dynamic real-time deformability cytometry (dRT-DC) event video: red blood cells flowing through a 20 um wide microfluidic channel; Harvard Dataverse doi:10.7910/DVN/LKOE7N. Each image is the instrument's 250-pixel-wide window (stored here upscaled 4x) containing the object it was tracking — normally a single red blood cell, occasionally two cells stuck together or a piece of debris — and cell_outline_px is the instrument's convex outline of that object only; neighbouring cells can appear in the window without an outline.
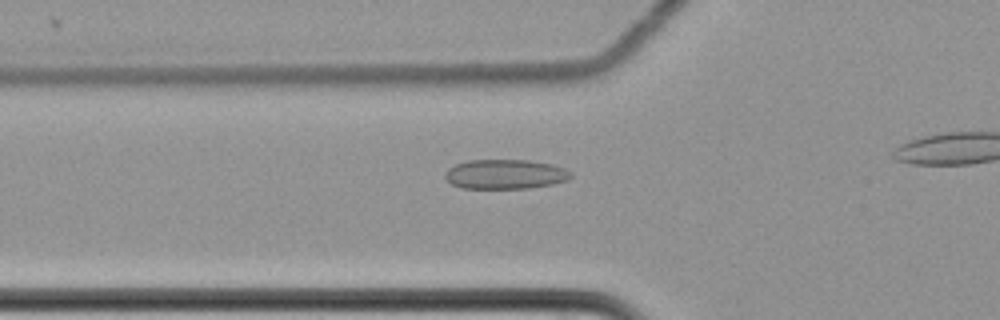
{"species": "common noctule bat (a hibernating species)", "species_latin": "Nyctalus noctula", "temperature_condition": "cold", "stored_images_in_passage": 37, "camera_frame_rate_fps": 3000, "um_per_image_px": 0.085, "animal": {"sex": "female", "body_mass_g": 22.7, "forearm_length_mm": 54.2}, "frame": {"image": 1, "passage_image": 7, "time_ms": 2.0, "image_size_px": [1000, 320], "cell_outline_px": [[572, 176], [568, 180], [552, 184], [528, 188], [460, 188], [452, 184], [444, 176], [448, 168], [456, 164], [468, 160], [528, 160], [552, 164], [564, 168], [572, 172]], "centroid_in_image_um": [42.96, 14.8], "position_along_channel_um": 82.8, "area_um2": 21.68}}
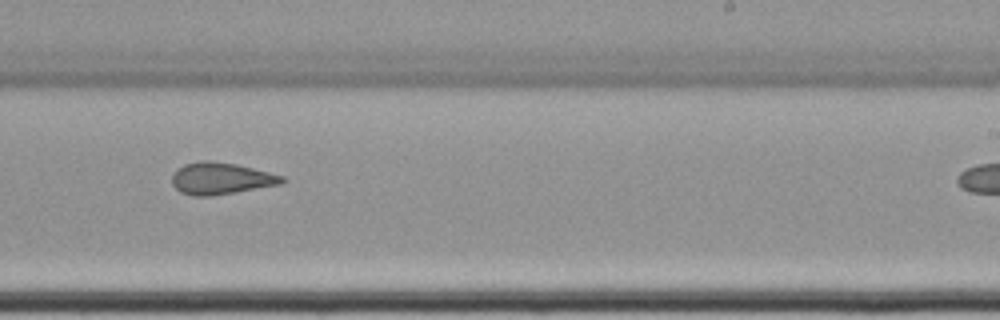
{"frame": {"image": 2, "passage_image": 23, "time_ms": 7.333, "image_size_px": [1000, 320], "cell_outline_px": [[288, 180], [280, 184], [236, 192], [212, 196], [192, 196], [180, 192], [172, 184], [172, 176], [176, 168], [184, 164], [200, 160], [208, 160], [236, 164], [284, 176]], "centroid_in_image_um": [18.75, 15.17], "position_along_channel_um": 270.2, "area_um2": 20.52}}
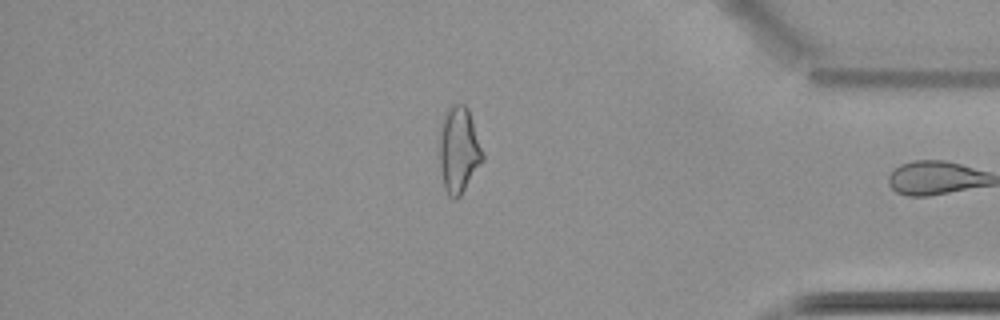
{"frame": {"image": 3, "passage_image": 36, "time_ms": 11.667, "image_size_px": [1000, 320], "cell_outline_px": [[484, 160], [460, 196], [456, 200], [452, 200], [448, 196], [444, 188], [440, 168], [440, 136], [444, 112], [452, 104], [464, 104], [468, 108], [484, 152]], "centroid_in_image_um": [39.01, 12.76], "position_along_channel_um": 396.2, "area_um2": 21.85}, "authors_computed_cell_mechanics": {"area_um2": 20.5768, "velocity_mm_per_s": 3.5168, "shape_relaxation_time_tau1_ms": null, "shape_relaxation_time_tau2_ms": 2.7176, "deformation_change_tau1": null, "deformation_change_tau2": 0.0869}}